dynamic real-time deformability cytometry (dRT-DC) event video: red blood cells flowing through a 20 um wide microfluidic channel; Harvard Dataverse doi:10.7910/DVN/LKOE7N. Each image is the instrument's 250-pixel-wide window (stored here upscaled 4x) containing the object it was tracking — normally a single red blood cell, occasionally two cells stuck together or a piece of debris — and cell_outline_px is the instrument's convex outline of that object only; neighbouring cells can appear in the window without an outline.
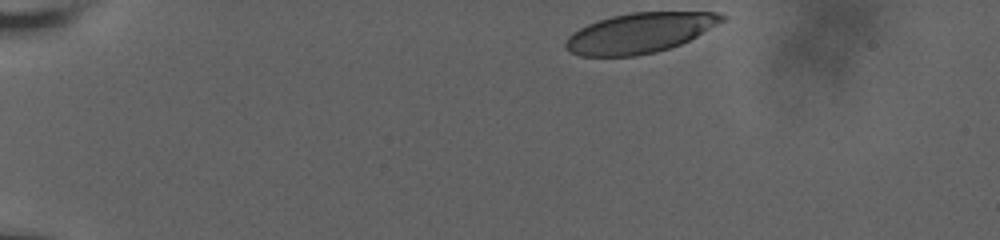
{"species": "human", "species_latin": "Homo sapiens", "temperature_condition": "room temperature", "stored_images_in_passage": 32, "camera_frame_rate_fps": 3000, "um_per_image_px": 0.085, "donor": {"sex": "male"}, "frame": {"image": 1, "passage_image": 1, "time_ms": 0.0, "image_size_px": [1000, 240], "cell_outline_px": [[728, 16], [724, 20], [696, 36], [680, 44], [656, 52], [636, 56], [580, 56], [568, 52], [564, 48], [564, 44], [568, 36], [572, 32], [588, 24], [612, 16], [632, 12], [720, 12]], "centroid_in_image_um": [54.34, 2.8], "position_along_channel_um": 30.7, "area_um2": 36.41}}
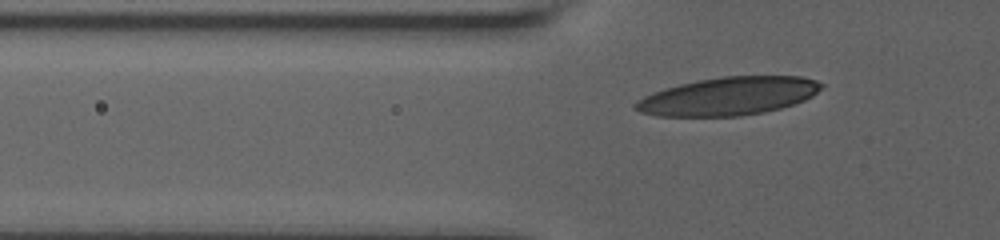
{"frame": {"image": 2, "passage_image": 23, "time_ms": 3.333, "image_size_px": [1000, 240], "cell_outline_px": [[824, 84], [812, 96], [804, 100], [780, 108], [764, 112], [740, 116], [656, 116], [640, 112], [632, 108], [632, 104], [636, 100], [652, 92], [664, 88], [680, 84], [700, 80], [724, 76], [800, 76], [816, 80]], "centroid_in_image_um": [61.87, 8.18], "position_along_channel_um": 63.9, "area_um2": 41.27}}
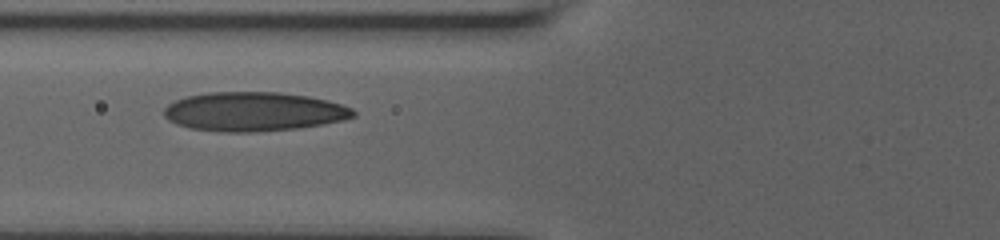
{"frame": {"image": 3, "passage_image": 31, "time_ms": 4.667, "image_size_px": [1000, 240], "cell_outline_px": [[356, 116], [344, 120], [324, 124], [300, 128], [252, 132], [224, 132], [192, 128], [176, 124], [168, 120], [164, 116], [164, 108], [168, 104], [176, 100], [188, 96], [208, 92], [280, 92], [308, 96], [328, 100], [352, 108], [356, 112]], "centroid_in_image_um": [21.6, 9.49], "position_along_channel_um": 104.2, "area_um2": 43.29}}